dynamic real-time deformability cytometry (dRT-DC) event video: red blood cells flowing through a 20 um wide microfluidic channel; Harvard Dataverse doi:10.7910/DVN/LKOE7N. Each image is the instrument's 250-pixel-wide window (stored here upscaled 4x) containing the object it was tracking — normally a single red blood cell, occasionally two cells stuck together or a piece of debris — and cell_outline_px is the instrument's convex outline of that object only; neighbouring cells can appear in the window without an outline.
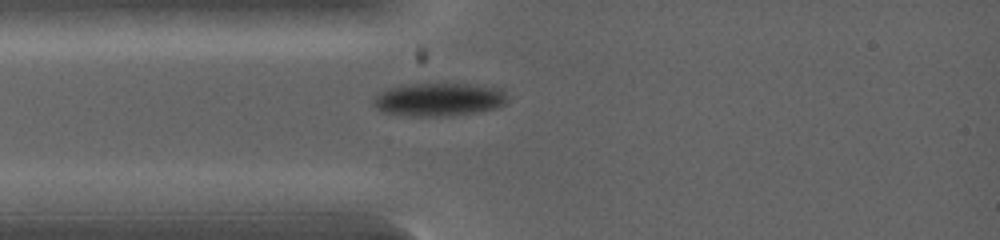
{"species": "common noctule bat (a hibernating species)", "species_latin": "Nyctalus noctula", "temperature_condition": "warm", "stored_images_in_passage": 2, "camera_frame_rate_fps": 5000, "um_per_image_px": 0.085, "animal": {"sex": "female", "body_mass_g": 19.0, "forearm_length_mm": 53.3}, "frame": {"image": 1, "passage_image": 1, "time_ms": 0.0, "image_size_px": [1000, 240], "cell_outline_px": [[508, 100], [504, 104], [496, 108], [476, 112], [452, 116], [408, 116], [380, 112], [372, 104], [372, 100], [380, 92], [388, 88], [404, 84], [468, 84], [504, 88], [508, 96]], "centroid_in_image_um": [37.31, 8.46], "position_along_channel_um": 47.7, "area_um2": 26.36}}